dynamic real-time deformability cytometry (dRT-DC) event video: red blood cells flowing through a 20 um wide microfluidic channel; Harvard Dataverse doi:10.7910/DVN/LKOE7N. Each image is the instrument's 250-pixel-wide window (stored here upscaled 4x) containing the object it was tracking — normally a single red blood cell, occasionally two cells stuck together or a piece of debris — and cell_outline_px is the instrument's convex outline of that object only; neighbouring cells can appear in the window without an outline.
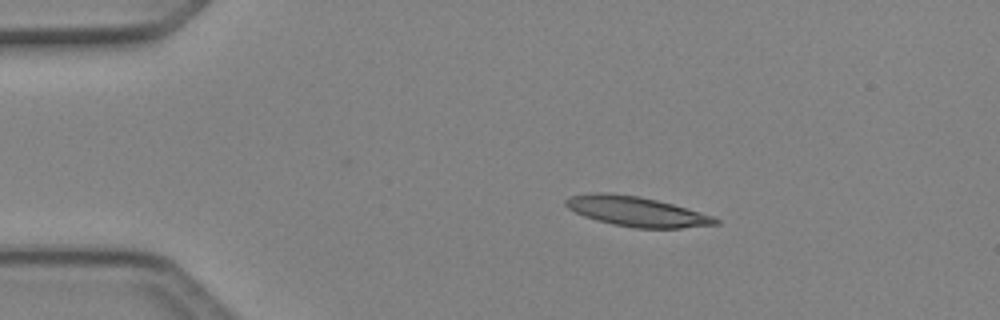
{"species": "Egyptian fruit bat (a non-hibernating species)", "species_latin": "Rousettus aegyptiacus", "temperature_condition": "cold", "stored_images_in_passage": 3, "camera_frame_rate_fps": 3000, "um_per_image_px": 0.085, "animal": {"sex": "female"}, "frame": {"image": 1, "passage_image": 1, "time_ms": 0.0, "image_size_px": [1000, 320], "cell_outline_px": [[720, 224], [680, 228], [636, 228], [612, 224], [596, 220], [584, 216], [568, 208], [564, 204], [564, 200], [572, 196], [588, 192], [604, 192], [640, 196], [672, 204], [700, 212], [712, 216], [720, 220]], "centroid_in_image_um": [54.08, 17.97], "position_along_channel_um": 30.9, "area_um2": 26.01}}
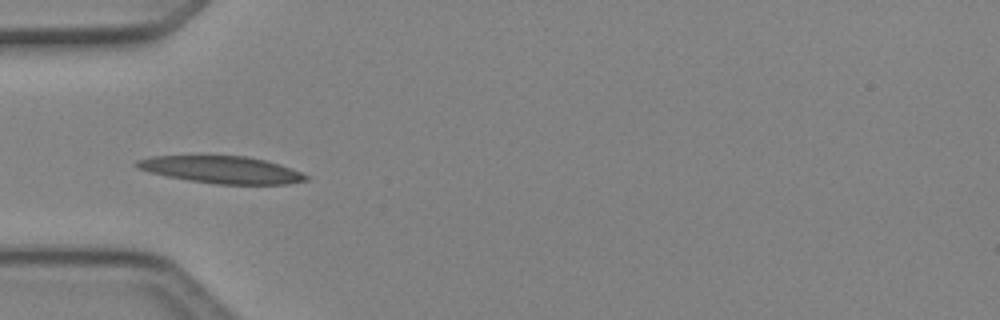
{"frame": {"image": 2, "passage_image": 3, "time_ms": 0.667, "image_size_px": [1000, 320], "cell_outline_px": [[312, 176], [308, 180], [288, 184], [216, 184], [188, 180], [168, 176], [136, 168], [132, 164], [136, 160], [152, 156], [244, 156], [264, 160], [280, 164]], "centroid_in_image_um": [18.86, 14.43], "position_along_channel_um": 66.1, "area_um2": 26.76}}